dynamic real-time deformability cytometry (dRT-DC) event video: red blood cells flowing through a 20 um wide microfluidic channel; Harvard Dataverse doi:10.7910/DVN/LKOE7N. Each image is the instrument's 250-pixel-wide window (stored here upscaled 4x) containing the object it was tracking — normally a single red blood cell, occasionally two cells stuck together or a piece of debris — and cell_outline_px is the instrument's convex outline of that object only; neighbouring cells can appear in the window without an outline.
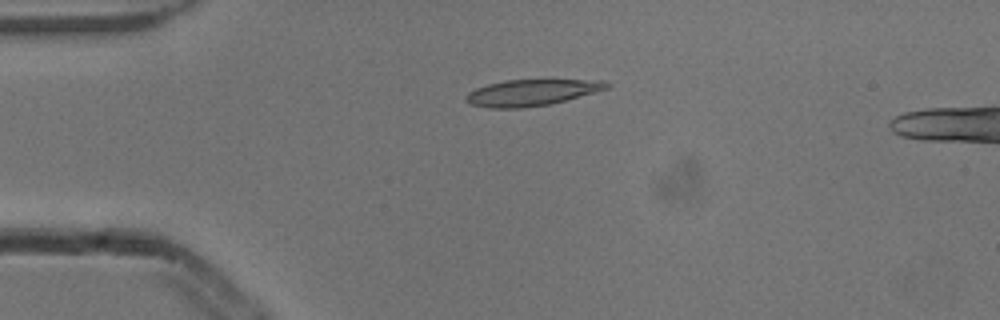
{"species": "common noctule bat (a hibernating species)", "species_latin": "Nyctalus noctula", "temperature_condition": "cold", "stored_images_in_passage": 5, "camera_frame_rate_fps": 3000, "um_per_image_px": 0.085, "animal": {"sex": "male", "body_mass_g": 13.3}, "frame": {"image": 1, "passage_image": 4, "time_ms": 1.0, "image_size_px": [1000, 320], "cell_outline_px": [[612, 84], [608, 88], [564, 100], [548, 104], [524, 108], [492, 108], [472, 104], [464, 100], [464, 96], [468, 92], [476, 88], [488, 84], [508, 80], [604, 80]], "centroid_in_image_um": [45.15, 7.86], "position_along_channel_um": 39.8, "area_um2": 21.27}}